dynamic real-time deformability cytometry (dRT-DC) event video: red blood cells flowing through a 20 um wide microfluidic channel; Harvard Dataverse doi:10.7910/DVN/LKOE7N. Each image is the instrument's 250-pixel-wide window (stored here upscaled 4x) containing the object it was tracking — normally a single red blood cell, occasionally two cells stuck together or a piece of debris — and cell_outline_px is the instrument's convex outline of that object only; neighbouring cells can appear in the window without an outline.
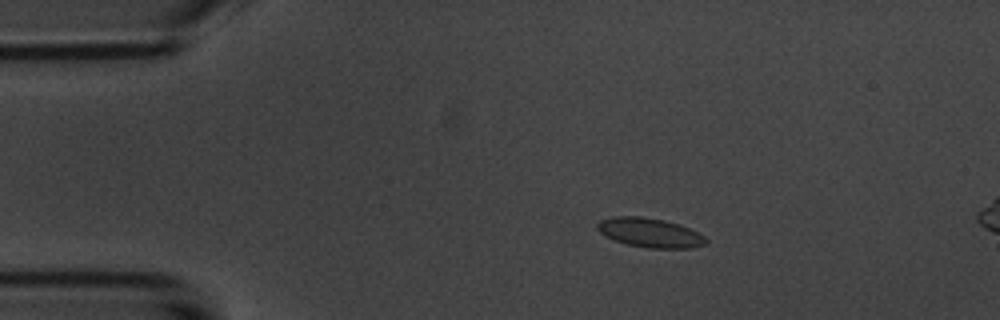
{"species": "common noctule bat (a hibernating species)", "species_latin": "Nyctalus noctula", "temperature_condition": "room temperature", "stored_images_in_passage": 46, "camera_frame_rate_fps": 3000, "um_per_image_px": 0.085, "animal": {"sex": "male", "body_mass_g": 20.1, "forearm_length_mm": 53.5}, "frame": {"image": 1, "passage_image": 1, "time_ms": 0.0, "image_size_px": [1000, 320], "cell_outline_px": [[708, 240], [704, 244], [692, 248], [648, 248], [628, 244], [616, 240], [600, 232], [596, 228], [596, 224], [600, 220], [612, 216], [640, 216], [664, 220], [680, 224], [704, 236]], "centroid_in_image_um": [55.23, 19.77], "position_along_channel_um": 29.8, "area_um2": 18.38}}
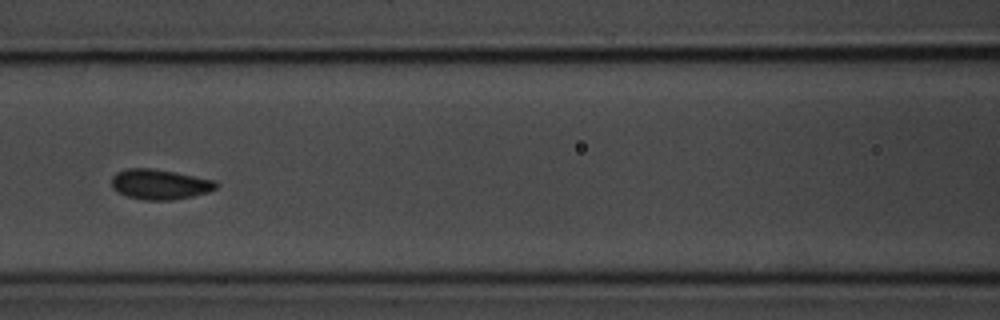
{"frame": {"image": 2, "passage_image": 15, "time_ms": 4.667, "image_size_px": [1000, 320], "cell_outline_px": [[220, 184], [216, 188], [208, 192], [192, 196], [172, 200], [144, 200], [128, 196], [112, 188], [112, 176], [116, 172], [128, 168], [152, 168], [176, 172], [216, 180]], "centroid_in_image_um": [13.61, 15.65], "position_along_channel_um": 153.0, "area_um2": 18.44}}
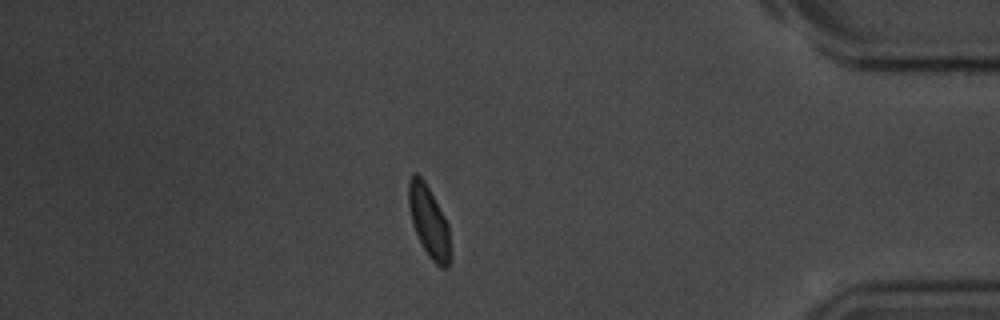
{"frame": {"image": 3, "passage_image": 38, "time_ms": 12.333, "image_size_px": [1000, 320], "cell_outline_px": [[448, 264], [444, 268], [436, 264], [428, 256], [416, 232], [412, 220], [408, 204], [408, 180], [412, 172], [416, 172], [424, 180], [444, 216], [448, 224]], "centroid_in_image_um": [36.4, 18.73], "position_along_channel_um": 398.8, "area_um2": 16.7}}